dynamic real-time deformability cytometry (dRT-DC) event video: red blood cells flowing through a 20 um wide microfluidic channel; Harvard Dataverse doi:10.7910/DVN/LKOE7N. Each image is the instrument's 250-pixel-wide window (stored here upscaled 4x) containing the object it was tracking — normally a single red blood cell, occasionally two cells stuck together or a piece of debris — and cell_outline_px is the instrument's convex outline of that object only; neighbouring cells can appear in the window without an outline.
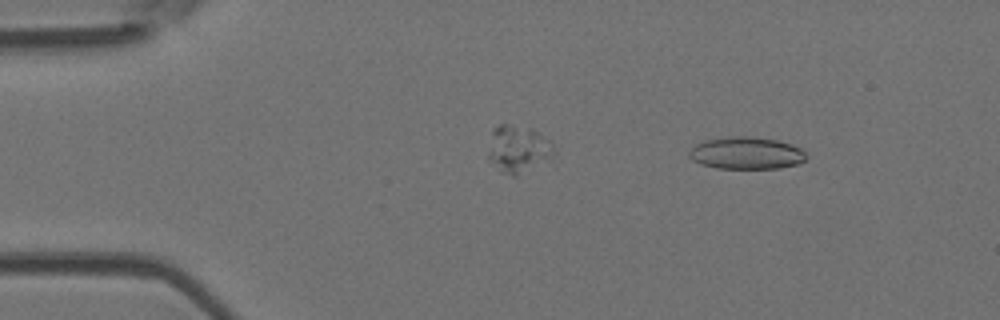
{"species": "Egyptian fruit bat (a non-hibernating species)", "species_latin": "Rousettus aegyptiacus", "temperature_condition": "room temperature", "stored_images_in_passage": 43, "camera_frame_rate_fps": 3000, "um_per_image_px": 0.085, "animal": {"sex": "female"}, "frame": {"image": 1, "passage_image": 3, "time_ms": 0.667, "image_size_px": [1000, 320], "cell_outline_px": [[808, 156], [800, 164], [780, 168], [716, 168], [700, 164], [692, 160], [688, 156], [688, 152], [696, 144], [704, 140], [732, 136], [748, 136], [776, 140], [792, 144], [800, 148]], "centroid_in_image_um": [63.44, 13.02], "position_along_channel_um": 21.6, "area_um2": 22.08}}
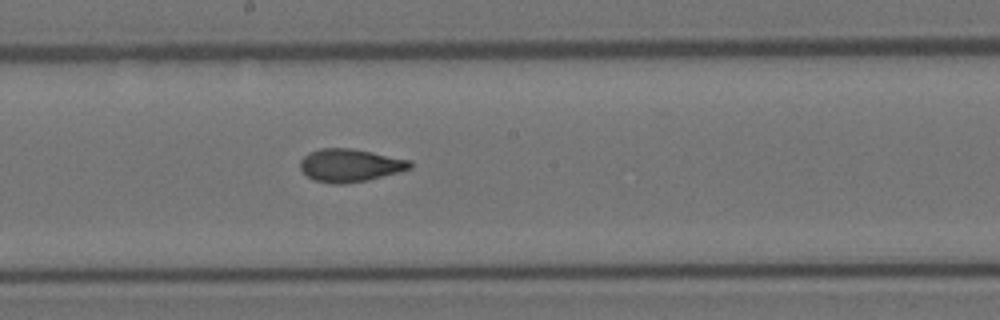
{"frame": {"image": 2, "passage_image": 24, "time_ms": 7.667, "image_size_px": [1000, 320], "cell_outline_px": [[412, 168], [368, 180], [344, 184], [336, 184], [316, 180], [308, 176], [300, 168], [300, 160], [308, 152], [320, 148], [352, 148], [412, 160]], "centroid_in_image_um": [29.76, 14.04], "position_along_channel_um": 218.4, "area_um2": 21.04}}
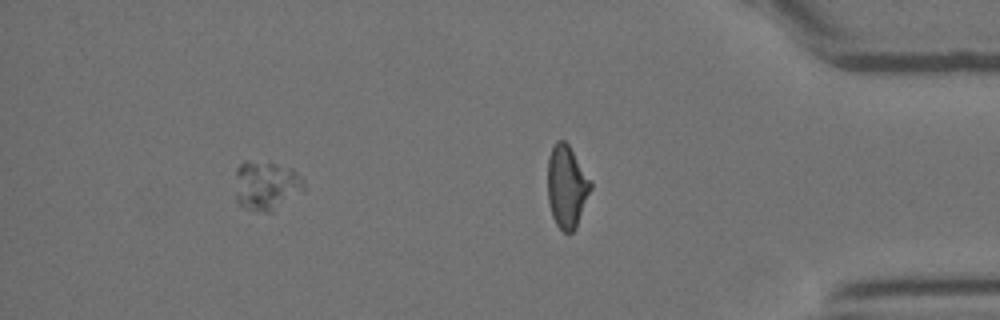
{"frame": {"image": 3, "passage_image": 38, "time_ms": 12.333, "image_size_px": [1000, 320], "cell_outline_px": [[304, 188], [272, 212], [256, 212], [240, 204], [236, 200], [236, 168], [244, 160], [248, 160], [276, 164], [292, 168], [304, 180]], "centroid_in_image_um": [22.6, 15.75], "position_along_channel_um": 412.6, "area_um2": 19.48}, "authors_computed_cell_mechanics": {"area_um2": 20.9236, "velocity_mm_per_s": 3.9728, "shape_relaxation_time_tau1_ms": 6.0866, "shape_relaxation_time_tau2_ms": 1.4561, "deformation_change_tau1": 0.1833, "deformation_change_tau2": 0.0736}}